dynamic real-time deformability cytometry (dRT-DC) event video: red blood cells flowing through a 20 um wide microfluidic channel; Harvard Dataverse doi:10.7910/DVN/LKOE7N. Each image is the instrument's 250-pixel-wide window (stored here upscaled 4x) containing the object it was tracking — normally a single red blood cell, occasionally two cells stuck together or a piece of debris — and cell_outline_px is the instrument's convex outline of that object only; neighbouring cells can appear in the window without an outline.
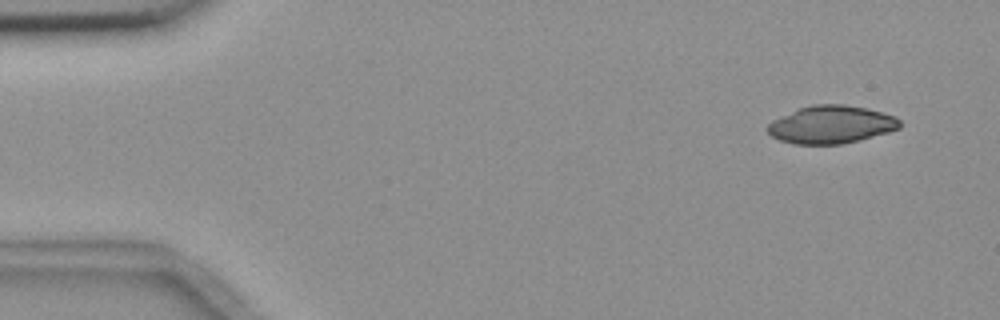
{"species": "common noctule bat (a hibernating species)", "species_latin": "Nyctalus noctula", "temperature_condition": "room temperature", "stored_images_in_passage": 4, "camera_frame_rate_fps": 3000, "um_per_image_px": 0.085, "animal": {"sex": "female", "body_mass_g": 18.4}, "frame": {"image": 1, "passage_image": 1, "time_ms": 0.0, "image_size_px": [1000, 320], "cell_outline_px": [[900, 128], [888, 132], [860, 140], [840, 144], [792, 144], [780, 140], [772, 136], [764, 128], [772, 120], [780, 116], [800, 108], [812, 104], [844, 104], [868, 108], [896, 116], [900, 120]], "centroid_in_image_um": [70.64, 10.58], "position_along_channel_um": 14.4, "area_um2": 29.3}}